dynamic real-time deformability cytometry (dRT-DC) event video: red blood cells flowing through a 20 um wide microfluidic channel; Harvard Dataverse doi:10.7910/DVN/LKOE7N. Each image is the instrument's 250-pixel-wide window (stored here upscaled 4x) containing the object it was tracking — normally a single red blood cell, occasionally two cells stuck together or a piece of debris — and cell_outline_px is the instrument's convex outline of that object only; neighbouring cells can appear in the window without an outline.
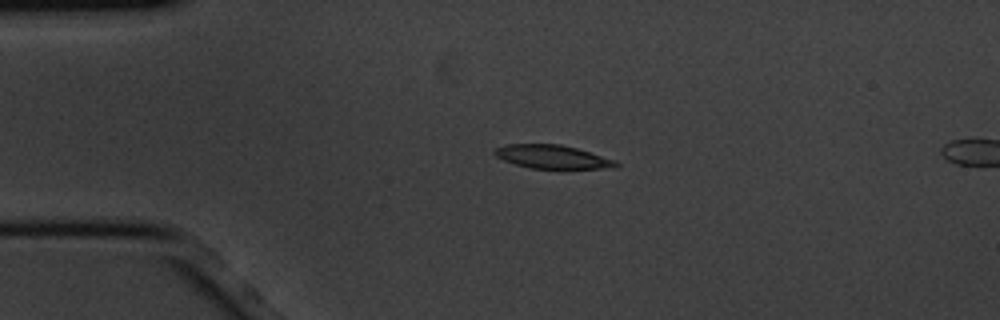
{"species": "common noctule bat (a hibernating species)", "species_latin": "Nyctalus noctula", "temperature_condition": "cold", "stored_images_in_passage": 4, "camera_frame_rate_fps": 3000, "um_per_image_px": 0.085, "animal": {"sex": "male", "body_mass_g": 20.1, "forearm_length_mm": 53.5}, "frame": {"image": 1, "passage_image": 3, "time_ms": 0.667, "image_size_px": [1000, 320], "cell_outline_px": [[620, 164], [616, 168], [528, 168], [504, 160], [496, 156], [492, 152], [496, 148], [508, 144], [560, 144], [576, 148], [616, 160]], "centroid_in_image_um": [46.96, 13.33], "position_along_channel_um": 38.0, "area_um2": 16.47}}